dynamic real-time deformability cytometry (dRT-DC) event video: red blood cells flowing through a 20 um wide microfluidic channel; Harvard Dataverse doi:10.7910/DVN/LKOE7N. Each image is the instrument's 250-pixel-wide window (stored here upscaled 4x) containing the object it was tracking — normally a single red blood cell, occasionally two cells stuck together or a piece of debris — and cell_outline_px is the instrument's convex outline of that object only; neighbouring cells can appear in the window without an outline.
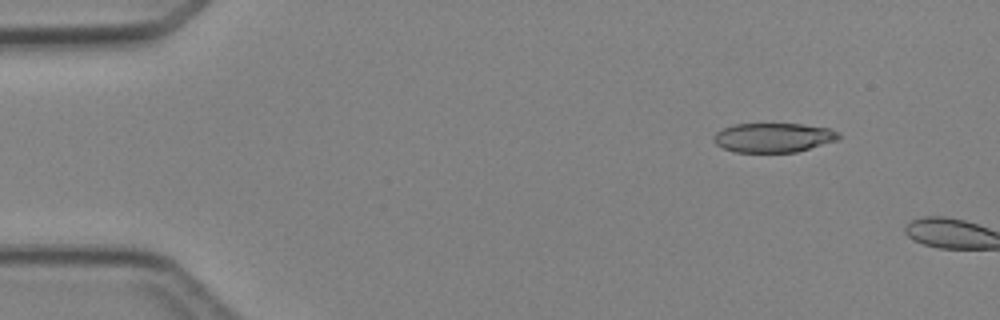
{"species": "Egyptian fruit bat (a non-hibernating species)", "species_latin": "Rousettus aegyptiacus", "temperature_condition": "cold", "stored_images_in_passage": 2, "camera_frame_rate_fps": 3000, "um_per_image_px": 0.085, "animal": {"sex": "female"}, "frame": {"image": 1, "passage_image": 1, "time_ms": 0.0, "image_size_px": [1000, 320], "cell_outline_px": [[840, 140], [796, 152], [736, 152], [724, 148], [716, 144], [712, 140], [712, 136], [716, 132], [732, 124], [804, 124], [832, 128], [840, 132]], "centroid_in_image_um": [65.78, 11.69], "position_along_channel_um": 19.2, "area_um2": 21.68}}